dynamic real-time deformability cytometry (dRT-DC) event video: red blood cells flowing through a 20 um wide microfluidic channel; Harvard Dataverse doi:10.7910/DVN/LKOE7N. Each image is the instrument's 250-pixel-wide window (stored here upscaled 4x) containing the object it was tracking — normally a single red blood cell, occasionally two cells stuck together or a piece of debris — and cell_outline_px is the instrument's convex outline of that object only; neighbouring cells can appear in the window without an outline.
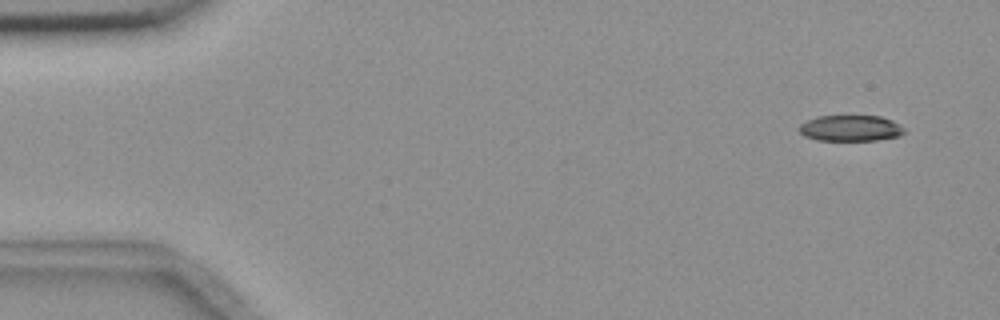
{"species": "common noctule bat (a hibernating species)", "species_latin": "Nyctalus noctula", "temperature_condition": "room temperature", "stored_images_in_passage": 6, "camera_frame_rate_fps": 3000, "um_per_image_px": 0.085, "animal": {"sex": "female", "body_mass_g": 18.4}, "frame": {"image": 1, "passage_image": 1, "time_ms": 0.0, "image_size_px": [1000, 320], "cell_outline_px": [[904, 132], [900, 136], [876, 140], [816, 140], [804, 136], [796, 128], [800, 124], [816, 116], [880, 116], [892, 120], [900, 124], [904, 128]], "centroid_in_image_um": [72.28, 10.89], "position_along_channel_um": 12.7, "area_um2": 16.01}}
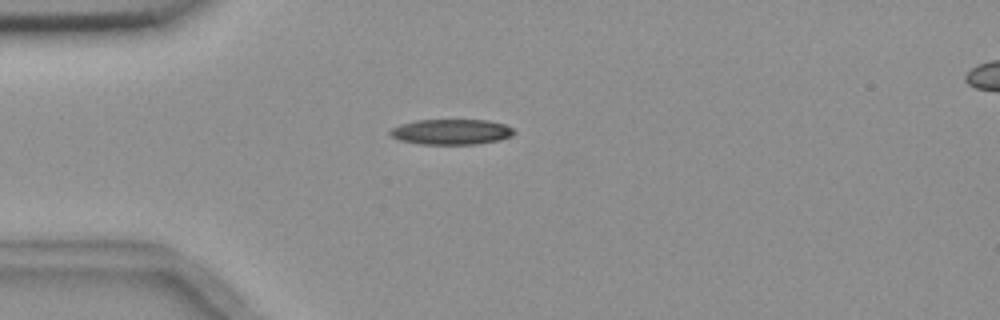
{"frame": {"image": 2, "passage_image": 4, "time_ms": 3.667, "image_size_px": [1000, 320], "cell_outline_px": [[516, 132], [512, 136], [500, 140], [476, 144], [420, 144], [400, 140], [392, 136], [388, 132], [392, 128], [400, 124], [416, 120], [488, 120], [504, 124], [512, 128]], "centroid_in_image_um": [38.38, 11.2], "position_along_channel_um": 46.6, "area_um2": 18.38}}